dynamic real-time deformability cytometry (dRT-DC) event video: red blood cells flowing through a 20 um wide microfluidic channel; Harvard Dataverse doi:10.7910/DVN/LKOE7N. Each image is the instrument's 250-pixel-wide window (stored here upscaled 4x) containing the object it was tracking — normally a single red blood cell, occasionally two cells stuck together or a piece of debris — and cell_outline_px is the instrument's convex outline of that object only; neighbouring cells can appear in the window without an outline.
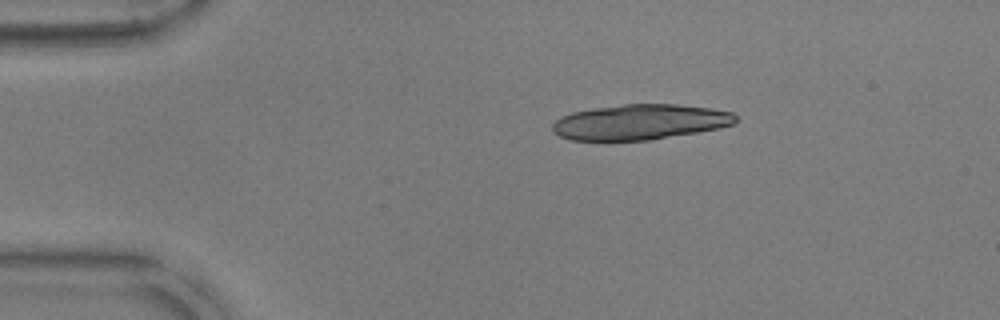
{"species": "common noctule bat (a hibernating species)", "species_latin": "Nyctalus noctula", "temperature_condition": "warm", "stored_images_in_passage": 10, "camera_frame_rate_fps": 3000, "um_per_image_px": 0.085, "animal": {"sex": "male", "body_mass_g": 17.9, "forearm_length_mm": 54.2}, "frame": {"image": 1, "passage_image": 1, "time_ms": 0.0, "image_size_px": [1000, 320], "cell_outline_px": [[736, 124], [720, 128], [648, 140], [568, 140], [552, 132], [552, 124], [556, 120], [572, 112], [592, 108], [624, 104], [676, 104], [712, 108], [732, 112], [736, 116]], "centroid_in_image_um": [54.4, 10.37], "position_along_channel_um": 30.6, "area_um2": 37.74}}